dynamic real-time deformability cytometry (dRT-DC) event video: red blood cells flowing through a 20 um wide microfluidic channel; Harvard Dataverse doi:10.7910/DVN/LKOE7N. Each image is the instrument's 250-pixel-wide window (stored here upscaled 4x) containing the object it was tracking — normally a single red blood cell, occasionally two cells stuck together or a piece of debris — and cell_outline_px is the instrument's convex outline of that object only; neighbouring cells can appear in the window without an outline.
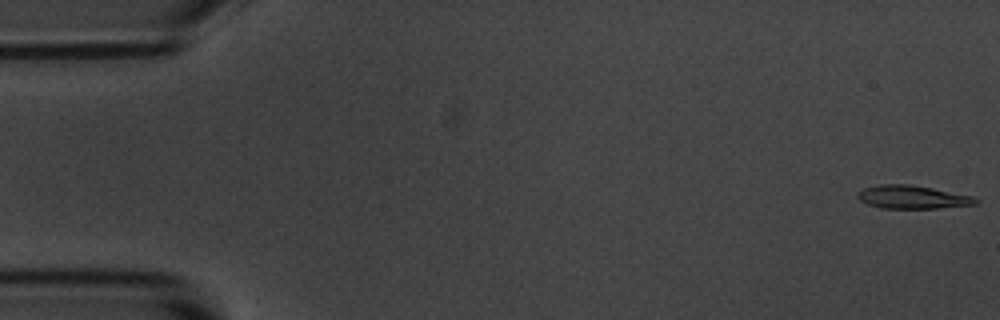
{"species": "common noctule bat (a hibernating species)", "species_latin": "Nyctalus noctula", "temperature_condition": "room temperature", "stored_images_in_passage": 53, "camera_frame_rate_fps": 3000, "um_per_image_px": 0.085, "animal": {"sex": "male", "body_mass_g": 20.1, "forearm_length_mm": 53.5}, "frame": {"image": 1, "passage_image": 1, "time_ms": 0.0, "image_size_px": [1000, 320], "cell_outline_px": [[980, 200], [976, 204], [936, 208], [880, 208], [868, 204], [860, 200], [856, 196], [864, 188], [880, 184], [912, 184], [972, 196]], "centroid_in_image_um": [77.55, 16.75], "position_along_channel_um": 7.4, "area_um2": 15.84}}
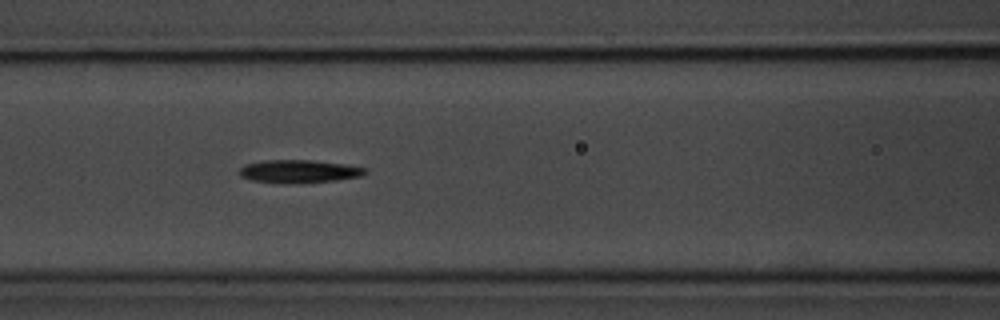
{"frame": {"image": 2, "passage_image": 23, "time_ms": 7.333, "image_size_px": [1000, 320], "cell_outline_px": [[368, 172], [360, 176], [336, 180], [288, 184], [284, 184], [252, 180], [240, 176], [240, 168], [244, 164], [264, 160], [312, 160], [368, 168]], "centroid_in_image_um": [25.38, 14.57], "position_along_channel_um": 141.2, "area_um2": 16.82}}
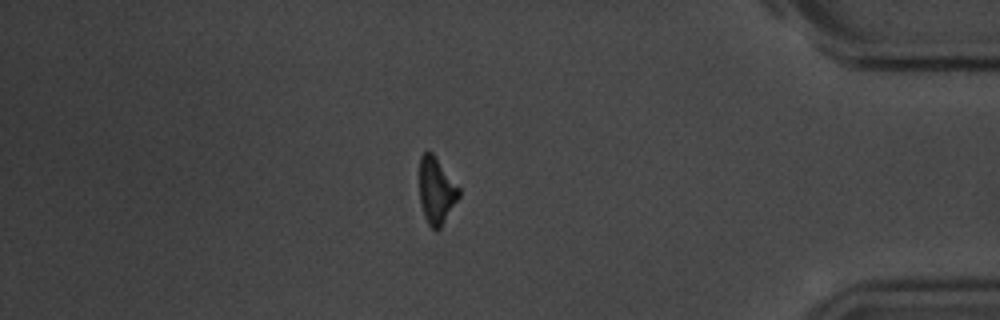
{"frame": {"image": 3, "passage_image": 47, "time_ms": 15.333, "image_size_px": [1000, 320], "cell_outline_px": [[460, 196], [440, 228], [436, 232], [428, 224], [424, 216], [420, 200], [420, 156], [424, 152], [432, 152], [460, 188]], "centroid_in_image_um": [37.09, 16.22], "position_along_channel_um": 398.1, "area_um2": 15.2}, "authors_computed_cell_mechanics": {"area_um2": 16.2996, "velocity_mm_per_s": 3.663, "shape_relaxation_time_tau1_ms": 2.7435, "shape_relaxation_time_tau2_ms": null, "deformation_change_tau1": 0.1273, "deformation_change_tau2": null}}